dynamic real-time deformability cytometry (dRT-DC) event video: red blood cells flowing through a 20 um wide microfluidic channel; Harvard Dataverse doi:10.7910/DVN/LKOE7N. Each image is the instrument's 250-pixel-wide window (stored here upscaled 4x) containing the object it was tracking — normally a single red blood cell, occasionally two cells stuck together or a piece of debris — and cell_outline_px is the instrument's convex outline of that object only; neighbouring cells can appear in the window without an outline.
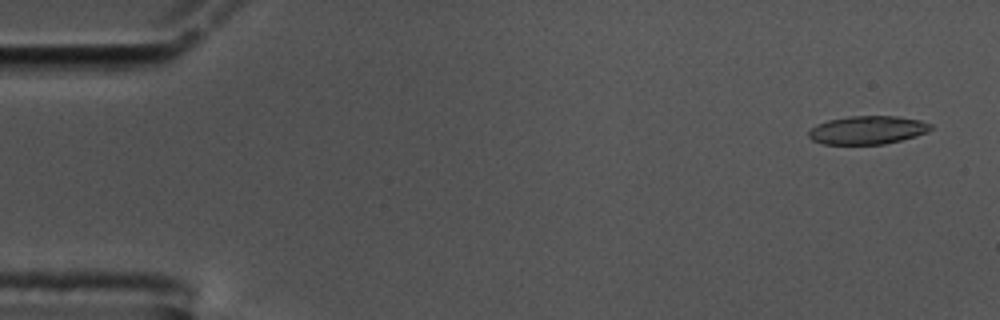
{"species": "common noctule bat (a hibernating species)", "species_latin": "Nyctalus noctula", "temperature_condition": "cold", "stored_images_in_passage": 56, "camera_frame_rate_fps": 3000, "um_per_image_px": 0.085, "animal": {"sex": "male", "body_mass_g": 17.5, "forearm_length_mm": 52.3}, "frame": {"image": 1, "passage_image": 3, "time_ms": 0.667, "image_size_px": [1000, 320], "cell_outline_px": [[932, 128], [928, 132], [916, 136], [884, 144], [824, 144], [812, 140], [808, 136], [808, 132], [816, 124], [828, 120], [848, 116], [896, 116], [920, 120], [932, 124]], "centroid_in_image_um": [73.74, 11.05], "position_along_channel_um": 11.3, "area_um2": 20.17}}
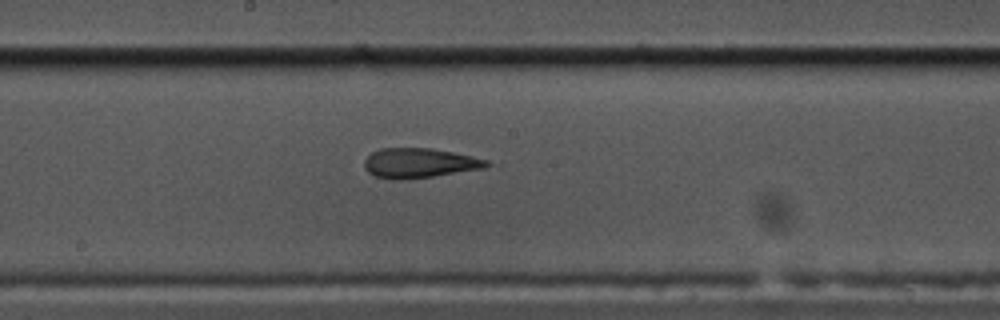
{"frame": {"image": 2, "passage_image": 30, "time_ms": 9.667, "image_size_px": [1000, 320], "cell_outline_px": [[492, 164], [484, 168], [432, 176], [400, 180], [392, 180], [376, 176], [368, 172], [364, 168], [364, 160], [372, 152], [380, 148], [432, 148], [472, 156], [488, 160]], "centroid_in_image_um": [35.63, 13.85], "position_along_channel_um": 212.6, "area_um2": 21.15}}
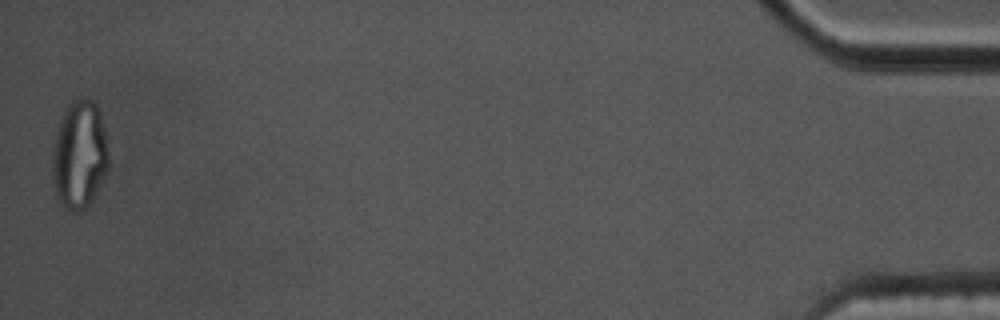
{"frame": {"image": 3, "passage_image": 56, "time_ms": 18.333, "image_size_px": [1000, 320], "cell_outline_px": [[108, 168], [104, 176], [88, 204], [80, 212], [72, 212], [64, 208], [60, 204], [56, 196], [52, 176], [52, 156], [56, 136], [60, 120], [68, 104], [72, 100], [80, 96], [92, 100], [96, 104], [100, 112], [104, 132], [108, 160]], "centroid_in_image_um": [6.72, 13.15], "position_along_channel_um": 428.5, "area_um2": 35.14}, "authors_computed_cell_mechanics": {"area_um2": 21.675, "velocity_mm_per_s": 3.5667, "shape_relaxation_time_tau1_ms": null, "shape_relaxation_time_tau2_ms": 2.9328, "deformation_change_tau1": null, "deformation_change_tau2": 0.1293}}